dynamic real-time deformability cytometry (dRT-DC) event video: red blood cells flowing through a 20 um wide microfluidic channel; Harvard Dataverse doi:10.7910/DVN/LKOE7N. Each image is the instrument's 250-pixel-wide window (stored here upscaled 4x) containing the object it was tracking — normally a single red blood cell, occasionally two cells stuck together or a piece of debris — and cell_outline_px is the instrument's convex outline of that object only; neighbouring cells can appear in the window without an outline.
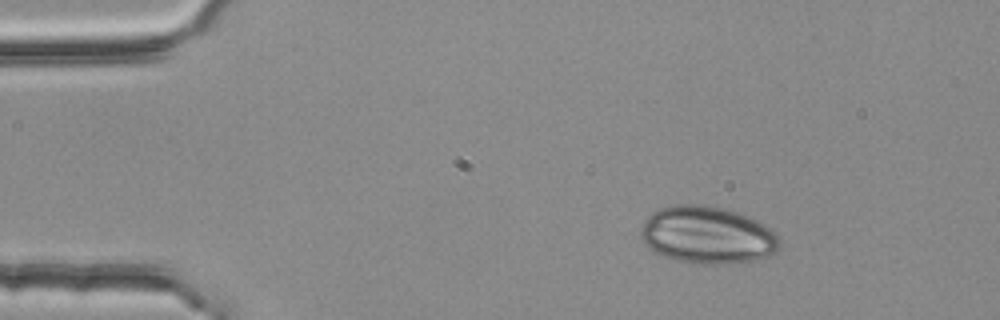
{"species": "common noctule bat (a hibernating species)", "species_latin": "Nyctalus noctula", "temperature_condition": "room temperature", "stored_images_in_passage": 3, "camera_frame_rate_fps": 3000, "um_per_image_px": 0.085, "animal": {"sex": "female", "body_mass_g": 25.1}, "frame": {"image": 1, "passage_image": 1, "time_ms": 0.0, "image_size_px": [1000, 320], "cell_outline_px": [[780, 244], [776, 252], [768, 256], [756, 260], [732, 264], [692, 264], [672, 260], [648, 248], [644, 244], [640, 236], [640, 232], [644, 220], [652, 212], [660, 208], [672, 204], [708, 204], [740, 212], [772, 228], [776, 232], [780, 240]], "centroid_in_image_um": [60.13, 19.98], "position_along_channel_um": 24.9, "area_um2": 47.4}}